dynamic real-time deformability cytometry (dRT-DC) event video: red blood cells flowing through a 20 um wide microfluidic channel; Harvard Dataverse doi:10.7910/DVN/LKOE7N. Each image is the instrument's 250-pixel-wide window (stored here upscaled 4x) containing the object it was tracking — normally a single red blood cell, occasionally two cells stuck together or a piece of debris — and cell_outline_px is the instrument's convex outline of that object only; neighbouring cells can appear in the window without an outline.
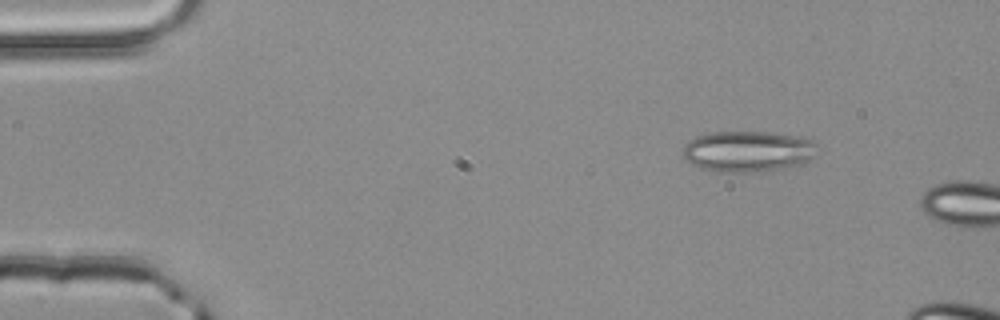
{"species": "common noctule bat (a hibernating species)", "species_latin": "Nyctalus noctula", "temperature_condition": "room temperature", "stored_images_in_passage": 11, "camera_frame_rate_fps": 3000, "um_per_image_px": 0.085, "animal": {"sex": "male", "body_mass_g": 20.4}, "frame": {"image": 1, "passage_image": 7, "time_ms": 2.0, "image_size_px": [1000, 320], "cell_outline_px": [[820, 148], [812, 156], [800, 164], [784, 168], [752, 172], [716, 172], [700, 168], [684, 160], [684, 144], [688, 140], [696, 136], [712, 132], [772, 132], [800, 136], [812, 140]], "centroid_in_image_um": [63.55, 12.86], "position_along_channel_um": 21.4, "area_um2": 32.31}}